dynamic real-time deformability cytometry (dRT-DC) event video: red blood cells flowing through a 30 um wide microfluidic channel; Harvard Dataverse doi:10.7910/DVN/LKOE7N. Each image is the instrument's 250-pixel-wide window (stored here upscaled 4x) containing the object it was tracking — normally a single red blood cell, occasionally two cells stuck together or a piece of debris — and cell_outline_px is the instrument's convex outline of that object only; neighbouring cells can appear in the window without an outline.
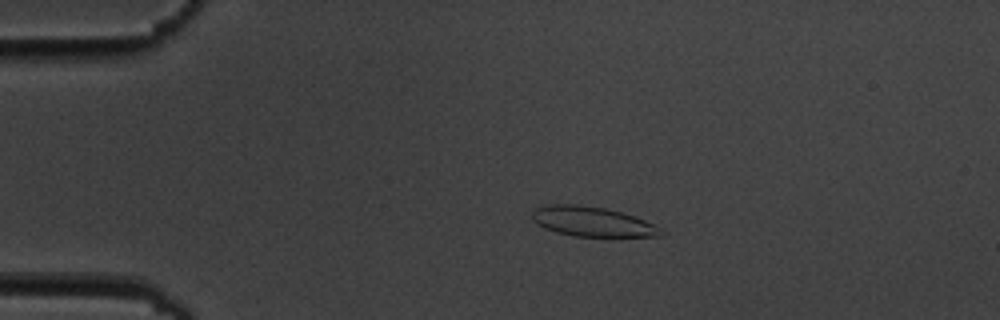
{"species": "common noctule bat (a hibernating species)", "species_latin": "Nyctalus noctula", "temperature_condition": "cold", "stored_images_in_passage": 5, "camera_frame_rate_fps": 3000, "um_per_image_px": 0.085, "animal": {"sex": "male", "body_mass_g": 19.5, "forearm_length_mm": 54.6}, "frame": {"image": 1, "passage_image": 4, "time_ms": 3.667, "image_size_px": [1000, 320], "cell_outline_px": [[668, 232], [660, 236], [620, 240], [572, 236], [556, 232], [544, 228], [536, 224], [532, 220], [532, 212], [536, 208], [548, 204], [576, 204], [604, 208], [620, 212], [644, 220]], "centroid_in_image_um": [50.42, 18.91], "position_along_channel_um": 34.6, "area_um2": 23.52}}